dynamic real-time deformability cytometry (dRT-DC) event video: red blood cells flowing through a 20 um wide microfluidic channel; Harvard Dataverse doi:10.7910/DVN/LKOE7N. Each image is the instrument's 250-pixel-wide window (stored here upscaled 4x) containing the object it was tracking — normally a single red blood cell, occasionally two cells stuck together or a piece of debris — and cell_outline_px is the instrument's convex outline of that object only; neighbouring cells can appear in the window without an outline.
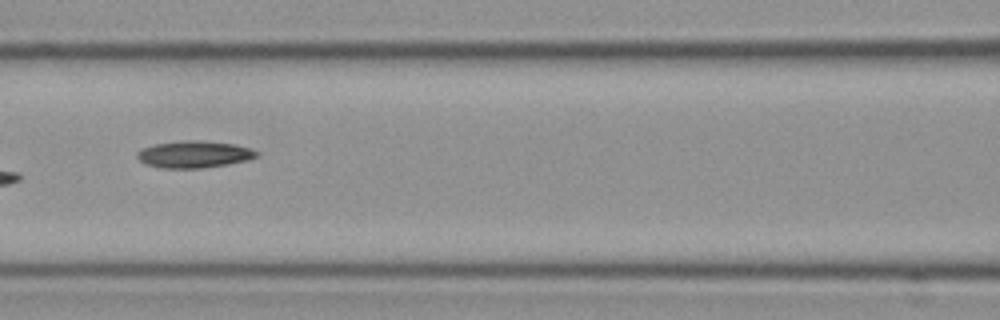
{"species": "Egyptian fruit bat (a non-hibernating species)", "species_latin": "Rousettus aegyptiacus", "temperature_condition": "cold", "stored_images_in_passage": 16, "camera_frame_rate_fps": 3000, "um_per_image_px": 0.085, "frame": {"image": 1, "passage_image": 7, "time_ms": 2.0, "image_size_px": [1000, 320], "cell_outline_px": [[260, 156], [244, 160], [224, 164], [200, 168], [160, 168], [144, 164], [136, 156], [136, 152], [140, 148], [156, 144], [184, 140], [200, 140], [232, 144], [248, 148], [260, 152]], "centroid_in_image_um": [16.43, 13.11], "position_along_channel_um": 150.2, "area_um2": 18.61}}
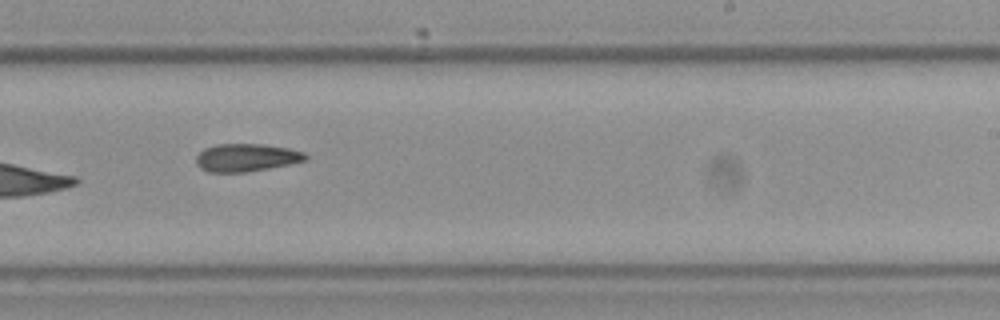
{"frame": {"image": 2, "passage_image": 10, "time_ms": 3.0, "image_size_px": [1000, 320], "cell_outline_px": [[308, 160], [268, 168], [244, 172], [212, 172], [200, 168], [196, 164], [196, 156], [204, 148], [216, 144], [260, 144], [288, 148], [304, 152], [308, 156]], "centroid_in_image_um": [20.93, 13.39], "position_along_channel_um": 268.1, "area_um2": 17.63}}
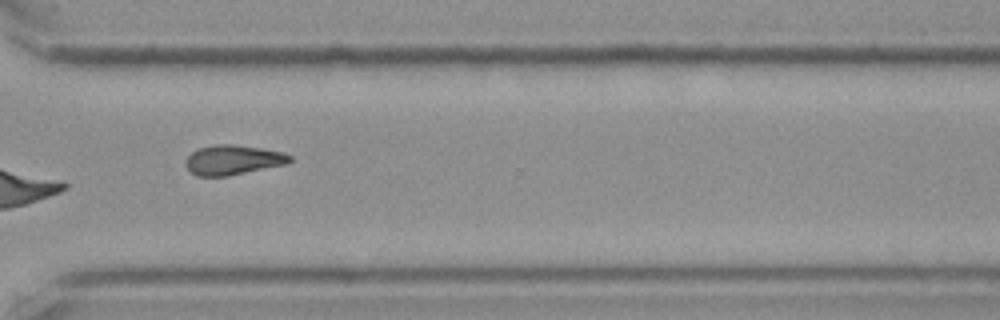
{"frame": {"image": 3, "passage_image": 12, "time_ms": 3.667, "image_size_px": [1000, 320], "cell_outline_px": [[292, 160], [284, 164], [224, 176], [196, 176], [184, 164], [184, 160], [196, 148], [216, 144], [232, 144], [260, 148], [284, 152], [292, 156]], "centroid_in_image_um": [19.75, 13.57], "position_along_channel_um": 350.8, "area_um2": 17.86}}